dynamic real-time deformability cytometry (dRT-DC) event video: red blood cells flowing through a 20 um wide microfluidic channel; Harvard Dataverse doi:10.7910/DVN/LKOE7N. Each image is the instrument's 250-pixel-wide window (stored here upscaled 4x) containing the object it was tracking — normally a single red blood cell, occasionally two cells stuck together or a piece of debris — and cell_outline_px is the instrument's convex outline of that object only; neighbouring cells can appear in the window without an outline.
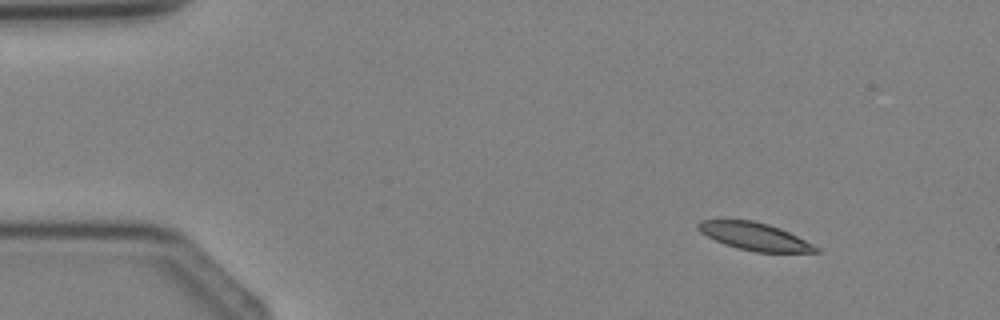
{"species": "Egyptian fruit bat (a non-hibernating species)", "species_latin": "Rousettus aegyptiacus", "temperature_condition": "cold", "stored_images_in_passage": 4, "camera_frame_rate_fps": 3000, "um_per_image_px": 0.085, "animal": {"sex": "female"}, "frame": {"image": 1, "passage_image": 2, "time_ms": 1.0, "image_size_px": [1000, 320], "cell_outline_px": [[820, 252], [756, 252], [736, 248], [724, 244], [700, 232], [696, 228], [696, 224], [700, 220], [752, 220], [768, 224], [780, 228], [820, 248]], "centroid_in_image_um": [64.11, 20.09], "position_along_channel_um": 20.9, "area_um2": 18.79}}